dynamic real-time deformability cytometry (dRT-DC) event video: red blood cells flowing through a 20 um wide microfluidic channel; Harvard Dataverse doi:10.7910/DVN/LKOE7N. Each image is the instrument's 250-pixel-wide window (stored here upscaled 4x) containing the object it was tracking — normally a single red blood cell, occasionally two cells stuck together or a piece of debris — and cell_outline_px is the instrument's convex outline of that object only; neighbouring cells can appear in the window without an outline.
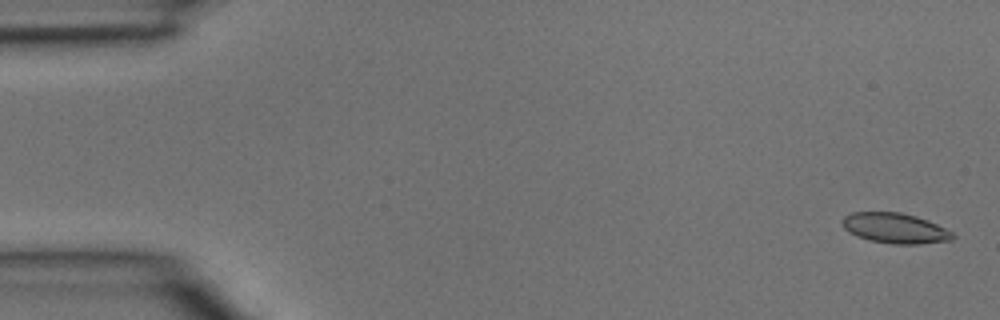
{"species": "common noctule bat (a hibernating species)", "species_latin": "Nyctalus noctula", "temperature_condition": "room temperature", "stored_images_in_passage": 3, "camera_frame_rate_fps": 3000, "um_per_image_px": 0.085, "animal": {"sex": "male", "body_mass_g": 15.6}, "frame": {"image": 1, "passage_image": 1, "time_ms": 0.0, "image_size_px": [1000, 320], "cell_outline_px": [[956, 236], [952, 240], [920, 244], [892, 244], [868, 240], [856, 236], [848, 232], [844, 228], [840, 220], [844, 216], [852, 212], [900, 212], [916, 216], [928, 220], [952, 232]], "centroid_in_image_um": [76.05, 19.4], "position_along_channel_um": 8.9, "area_um2": 19.65}}